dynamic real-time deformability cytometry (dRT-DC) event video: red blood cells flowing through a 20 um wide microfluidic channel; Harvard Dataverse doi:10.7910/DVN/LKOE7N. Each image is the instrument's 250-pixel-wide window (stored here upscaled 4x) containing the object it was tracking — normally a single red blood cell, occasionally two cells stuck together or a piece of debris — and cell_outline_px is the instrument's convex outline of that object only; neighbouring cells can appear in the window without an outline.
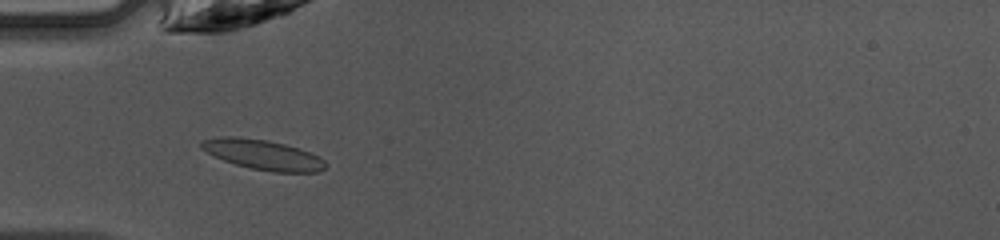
{"species": "common noctule bat (a hibernating species)", "species_latin": "Nyctalus noctula", "temperature_condition": "warm", "stored_images_in_passage": 33, "camera_frame_rate_fps": 3000, "um_per_image_px": 0.085, "animal": {"sex": "female", "body_mass_g": 10.0, "forearm_length_mm": 53.1}, "frame": {"image": 1, "passage_image": 7, "time_ms": 2.0, "image_size_px": [1000, 240], "cell_outline_px": [[324, 168], [316, 172], [272, 172], [252, 168], [236, 164], [224, 160], [200, 148], [200, 140], [224, 136], [236, 136], [268, 140], [284, 144], [320, 156], [324, 160]], "centroid_in_image_um": [22.32, 13.14], "position_along_channel_um": 62.7, "area_um2": 21.39}}
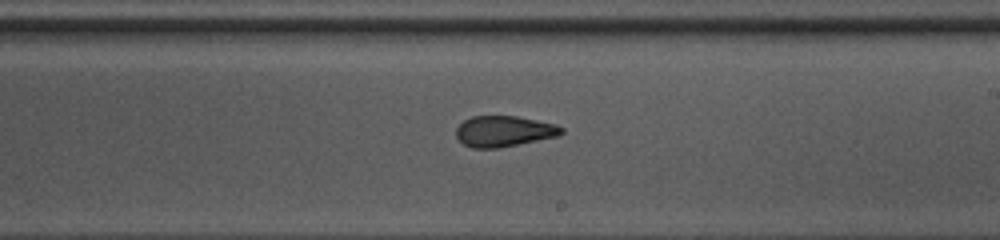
{"frame": {"image": 2, "passage_image": 20, "time_ms": 6.333, "image_size_px": [1000, 240], "cell_outline_px": [[564, 132], [556, 136], [500, 148], [472, 148], [464, 144], [456, 136], [456, 128], [464, 120], [472, 116], [516, 116], [556, 124], [564, 128]], "centroid_in_image_um": [42.82, 11.15], "position_along_channel_um": 246.2, "area_um2": 18.84}}
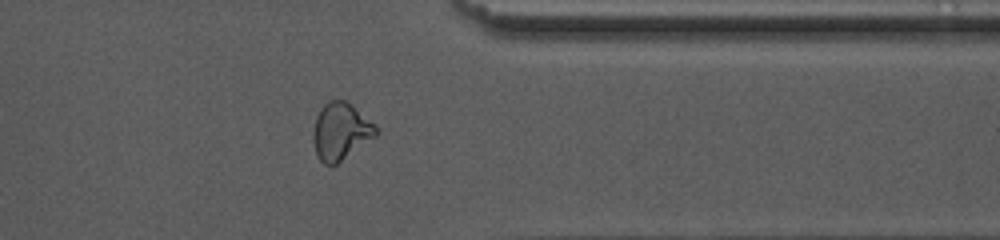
{"frame": {"image": 3, "passage_image": 30, "time_ms": 9.667, "image_size_px": [1000, 240], "cell_outline_px": [[376, 136], [336, 164], [324, 164], [320, 160], [316, 152], [312, 136], [312, 132], [316, 116], [320, 108], [328, 100], [344, 100], [376, 124]], "centroid_in_image_um": [28.93, 11.15], "position_along_channel_um": 382.5, "area_um2": 20.63}, "authors_computed_cell_mechanics": {"area_um2": 19.652, "velocity_mm_per_s": 4.2582, "shape_relaxation_time_tau1_ms": null, "shape_relaxation_time_tau2_ms": 1.4499, "deformation_change_tau1": null, "deformation_change_tau2": 0.0879}}